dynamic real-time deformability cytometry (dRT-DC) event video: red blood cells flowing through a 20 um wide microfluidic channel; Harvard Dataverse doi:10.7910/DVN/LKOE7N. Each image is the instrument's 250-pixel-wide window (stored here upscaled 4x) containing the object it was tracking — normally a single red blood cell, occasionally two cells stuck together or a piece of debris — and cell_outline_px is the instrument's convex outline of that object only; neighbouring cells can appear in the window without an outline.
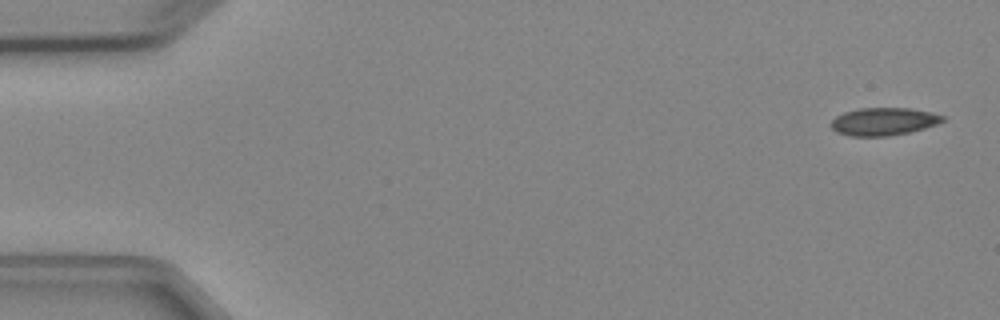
{"species": "Egyptian fruit bat (a non-hibernating species)", "species_latin": "Rousettus aegyptiacus", "temperature_condition": "cold", "stored_images_in_passage": 4, "camera_frame_rate_fps": 3000, "um_per_image_px": 0.085, "animal": {"sex": "female"}, "frame": {"image": 1, "passage_image": 1, "time_ms": 0.0, "image_size_px": [1000, 320], "cell_outline_px": [[944, 120], [940, 124], [908, 132], [888, 136], [848, 136], [836, 132], [828, 124], [836, 116], [844, 112], [860, 108], [912, 108], [932, 112], [944, 116]], "centroid_in_image_um": [75.1, 10.33], "position_along_channel_um": 9.9, "area_um2": 18.21}}